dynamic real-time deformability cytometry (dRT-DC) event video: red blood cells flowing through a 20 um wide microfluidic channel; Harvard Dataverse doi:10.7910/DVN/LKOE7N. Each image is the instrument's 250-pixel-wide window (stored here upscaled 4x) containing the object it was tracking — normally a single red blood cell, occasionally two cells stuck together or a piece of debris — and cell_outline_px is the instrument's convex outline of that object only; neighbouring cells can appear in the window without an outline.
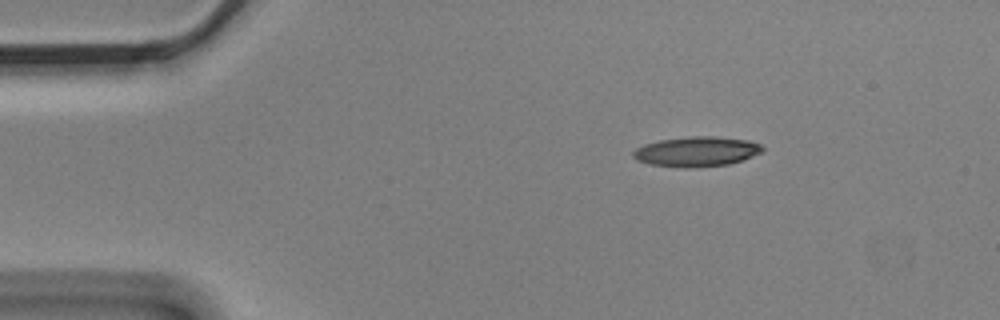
{"species": "Egyptian fruit bat (a non-hibernating species)", "species_latin": "Rousettus aegyptiacus", "temperature_condition": "cold", "stored_images_in_passage": 3, "camera_frame_rate_fps": 3000, "um_per_image_px": 0.085, "animal": {"sex": "male"}, "frame": {"image": 1, "passage_image": 1, "time_ms": 0.0, "image_size_px": [1000, 320], "cell_outline_px": [[764, 152], [728, 164], [700, 168], [684, 168], [648, 164], [636, 160], [632, 156], [632, 152], [636, 148], [644, 144], [660, 140], [688, 136], [716, 136], [748, 140], [760, 144], [764, 148]], "centroid_in_image_um": [59.19, 12.89], "position_along_channel_um": 25.8, "area_um2": 22.83}}